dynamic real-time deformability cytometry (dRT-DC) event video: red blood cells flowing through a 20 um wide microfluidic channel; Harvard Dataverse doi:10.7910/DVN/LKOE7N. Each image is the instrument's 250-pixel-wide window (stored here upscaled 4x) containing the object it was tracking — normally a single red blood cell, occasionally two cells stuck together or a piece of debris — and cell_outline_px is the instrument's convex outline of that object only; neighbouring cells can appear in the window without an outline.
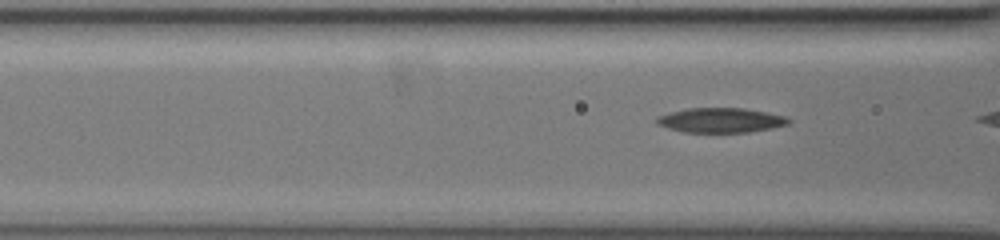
{"species": "common noctule bat (a hibernating species)", "species_latin": "Nyctalus noctula", "temperature_condition": "warm", "stored_images_in_passage": 6, "camera_frame_rate_fps": 3000, "um_per_image_px": 0.085, "animal": {"sex": "female", "body_mass_g": 19.5, "forearm_length_mm": 54.1}, "frame": {"image": 1, "passage_image": 4, "time_ms": 1.0, "image_size_px": [1000, 240], "cell_outline_px": [[792, 120], [788, 124], [772, 128], [748, 132], [684, 132], [668, 128], [656, 124], [656, 116], [688, 108], [744, 108], [784, 116]], "centroid_in_image_um": [61.24, 10.22], "position_along_channel_um": 105.4, "area_um2": 18.84}}